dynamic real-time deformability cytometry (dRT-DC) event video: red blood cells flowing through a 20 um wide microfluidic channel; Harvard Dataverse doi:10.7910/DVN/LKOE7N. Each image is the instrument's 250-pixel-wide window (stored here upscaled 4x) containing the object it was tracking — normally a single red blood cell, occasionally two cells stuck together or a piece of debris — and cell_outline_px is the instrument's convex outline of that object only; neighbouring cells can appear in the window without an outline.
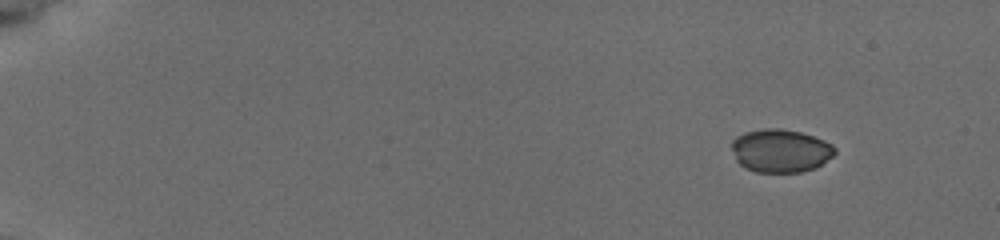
{"species": "common noctule bat (a hibernating species)", "species_latin": "Nyctalus noctula", "temperature_condition": "cold", "stored_images_in_passage": 19, "camera_frame_rate_fps": 3000, "um_per_image_px": 0.085, "animal": {"sex": "female", "body_mass_g": 19.5, "forearm_length_mm": 54.1}, "frame": {"image": 1, "passage_image": 1, "time_ms": 0.0, "image_size_px": [1000, 240], "cell_outline_px": [[836, 152], [832, 156], [816, 168], [800, 172], [756, 172], [744, 168], [736, 160], [732, 148], [732, 140], [736, 136], [744, 132], [764, 128], [780, 128], [800, 132], [824, 140], [832, 144], [836, 148]], "centroid_in_image_um": [66.33, 12.81], "position_along_channel_um": 18.7, "area_um2": 26.07}}
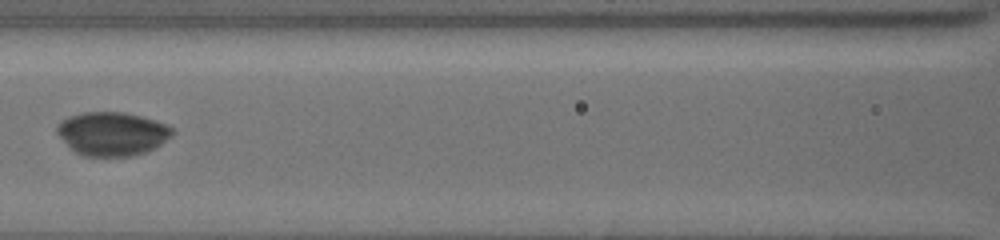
{"frame": {"image": 2, "passage_image": 14, "time_ms": 7.333, "image_size_px": [1000, 240], "cell_outline_px": [[172, 136], [160, 144], [144, 152], [132, 156], [84, 156], [76, 152], [56, 132], [56, 124], [60, 120], [68, 116], [80, 112], [124, 112], [140, 116], [164, 124], [172, 128]], "centroid_in_image_um": [9.48, 11.35], "position_along_channel_um": 157.1, "area_um2": 29.02}}
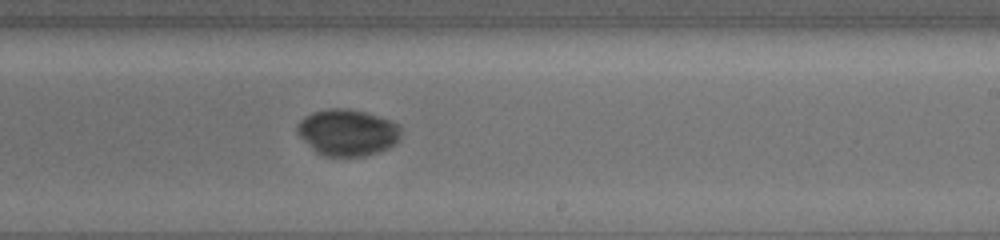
{"frame": {"image": 3, "passage_image": 19, "time_ms": 10.0, "image_size_px": [1000, 240], "cell_outline_px": [[400, 140], [396, 144], [380, 152], [368, 156], [324, 156], [316, 152], [296, 132], [296, 124], [304, 116], [312, 112], [328, 108], [348, 108], [364, 112], [388, 120], [396, 124], [400, 128]], "centroid_in_image_um": [29.52, 11.27], "position_along_channel_um": 259.5, "area_um2": 28.21}}